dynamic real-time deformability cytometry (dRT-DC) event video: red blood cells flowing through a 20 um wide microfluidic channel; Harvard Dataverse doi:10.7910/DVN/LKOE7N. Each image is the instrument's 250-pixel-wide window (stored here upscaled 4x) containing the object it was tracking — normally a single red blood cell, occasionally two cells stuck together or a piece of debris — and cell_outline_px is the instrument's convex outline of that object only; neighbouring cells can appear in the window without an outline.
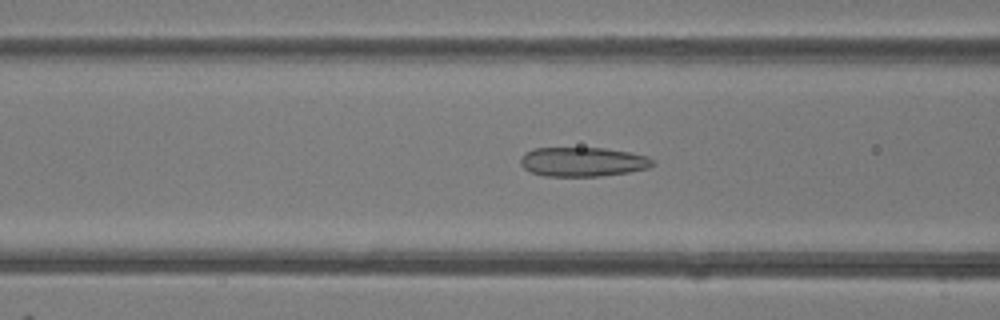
{"species": "common noctule bat (a hibernating species)", "species_latin": "Nyctalus noctula", "temperature_condition": "room temperature", "stored_images_in_passage": 48, "camera_frame_rate_fps": 3000, "um_per_image_px": 0.085, "animal": {"sex": "female"}, "frame": {"image": 1, "passage_image": 20, "time_ms": 6.333, "image_size_px": [1000, 320], "cell_outline_px": [[656, 164], [648, 168], [628, 172], [600, 176], [544, 176], [532, 172], [524, 168], [520, 164], [520, 156], [524, 152], [532, 148], [604, 148], [632, 152], [648, 156]], "centroid_in_image_um": [49.53, 13.74], "position_along_channel_um": 117.1, "area_um2": 22.77}}
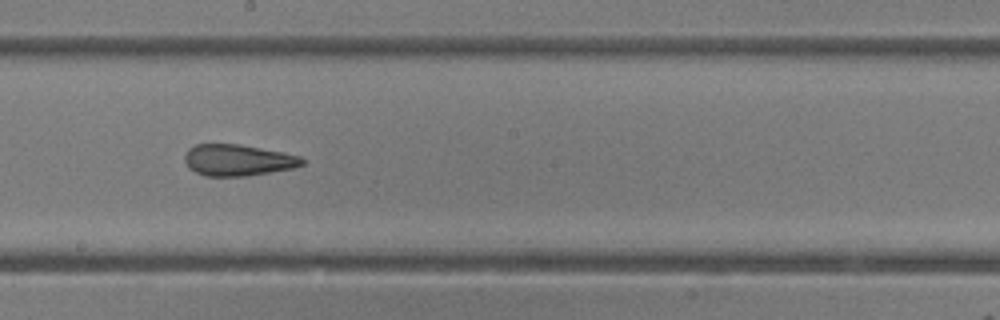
{"frame": {"image": 2, "passage_image": 28, "time_ms": 9.0, "image_size_px": [1000, 320], "cell_outline_px": [[304, 164], [292, 168], [248, 176], [204, 176], [188, 168], [184, 160], [184, 156], [188, 148], [196, 144], [240, 144], [300, 156], [304, 160]], "centroid_in_image_um": [20.17, 13.61], "position_along_channel_um": 228.0, "area_um2": 21.44}}
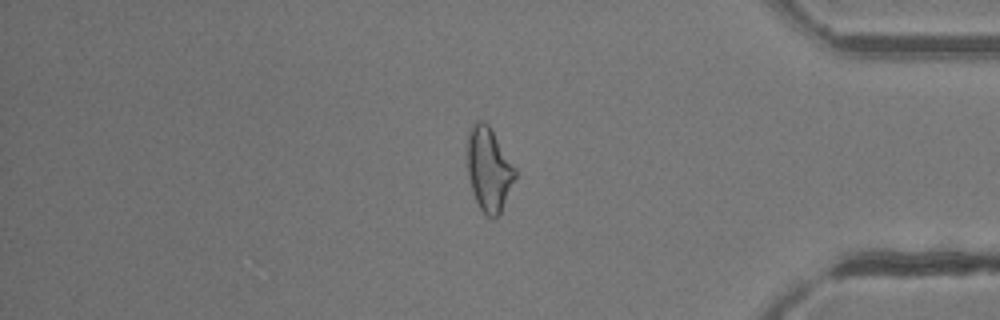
{"frame": {"image": 3, "passage_image": 42, "time_ms": 13.667, "image_size_px": [1000, 320], "cell_outline_px": [[516, 176], [500, 212], [496, 216], [488, 216], [480, 208], [476, 200], [468, 176], [468, 128], [476, 120], [484, 120], [488, 124], [516, 168]], "centroid_in_image_um": [41.54, 14.32], "position_along_channel_um": 393.7, "area_um2": 22.95}, "authors_computed_cell_mechanics": {"area_um2": 23.5535, "velocity_mm_per_s": 4.1449, "shape_relaxation_time_tau1_ms": null, "shape_relaxation_time_tau2_ms": 1.8097, "deformation_change_tau1": null, "deformation_change_tau2": 0.1169}}